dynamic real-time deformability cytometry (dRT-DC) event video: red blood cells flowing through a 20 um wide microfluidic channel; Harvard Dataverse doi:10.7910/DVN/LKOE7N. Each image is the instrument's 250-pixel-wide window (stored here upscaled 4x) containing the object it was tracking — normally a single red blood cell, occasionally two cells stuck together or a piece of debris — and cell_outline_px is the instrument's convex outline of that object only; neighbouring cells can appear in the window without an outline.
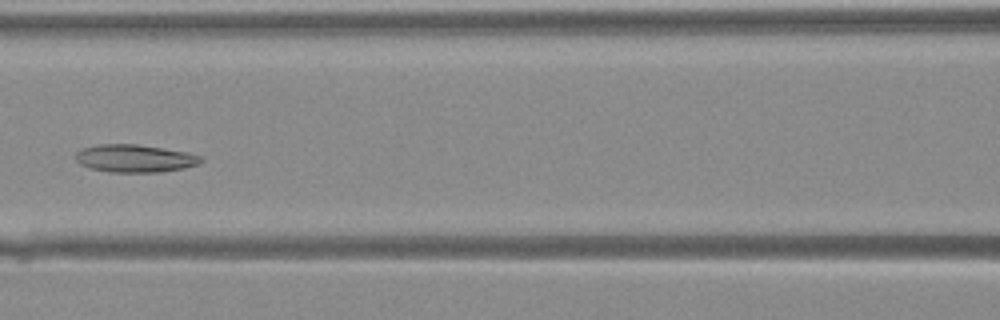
{"species": "Egyptian fruit bat (a non-hibernating species)", "species_latin": "Rousettus aegyptiacus", "temperature_condition": "warm", "stored_images_in_passage": 42, "camera_frame_rate_fps": 3000, "um_per_image_px": 0.085, "animal": {"sex": "female"}, "frame": {"image": 1, "passage_image": 19, "time_ms": 6.0, "image_size_px": [1000, 320], "cell_outline_px": [[204, 160], [196, 164], [184, 168], [160, 172], [108, 172], [88, 168], [80, 164], [76, 160], [76, 152], [84, 148], [100, 144], [136, 144], [188, 152], [204, 156]], "centroid_in_image_um": [11.47, 13.47], "position_along_channel_um": 155.1, "area_um2": 20.29}}
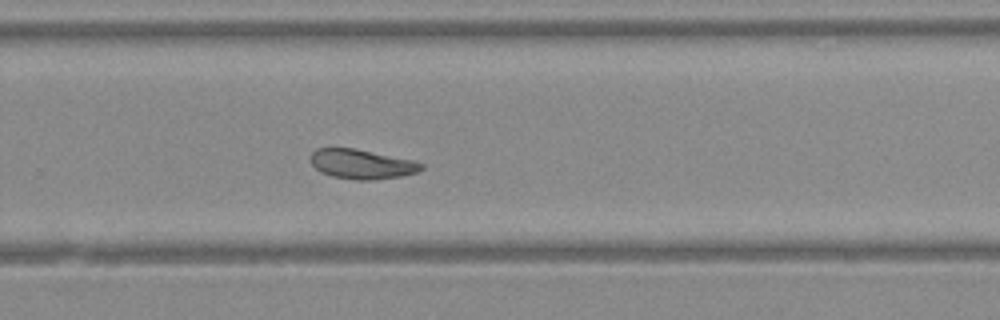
{"frame": {"image": 2, "passage_image": 28, "time_ms": 9.0, "image_size_px": [1000, 320], "cell_outline_px": [[424, 168], [416, 172], [400, 176], [372, 180], [356, 180], [332, 176], [320, 172], [308, 160], [308, 156], [316, 148], [356, 148], [408, 160], [424, 164]], "centroid_in_image_um": [30.66, 13.95], "position_along_channel_um": 299.1, "area_um2": 18.96}}
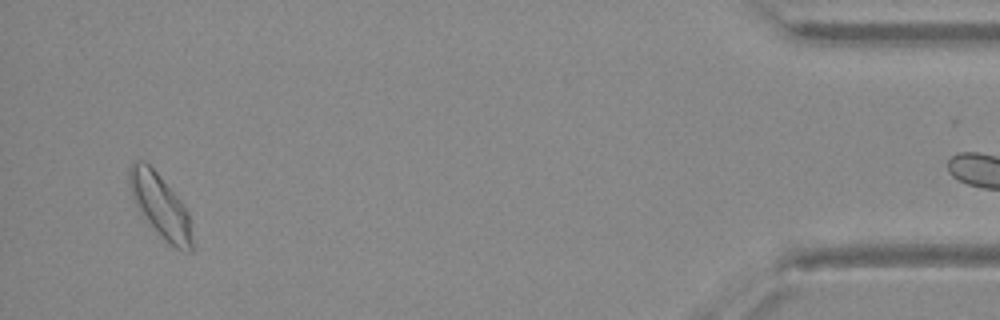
{"frame": {"image": 3, "passage_image": 40, "time_ms": 13.0, "image_size_px": [1000, 320], "cell_outline_px": [[192, 252], [180, 252], [164, 240], [144, 216], [136, 204], [132, 196], [128, 180], [128, 168], [136, 160], [144, 160], [156, 172], [180, 200], [188, 212], [192, 240]], "centroid_in_image_um": [13.63, 17.51], "position_along_channel_um": 421.6, "area_um2": 22.77}}